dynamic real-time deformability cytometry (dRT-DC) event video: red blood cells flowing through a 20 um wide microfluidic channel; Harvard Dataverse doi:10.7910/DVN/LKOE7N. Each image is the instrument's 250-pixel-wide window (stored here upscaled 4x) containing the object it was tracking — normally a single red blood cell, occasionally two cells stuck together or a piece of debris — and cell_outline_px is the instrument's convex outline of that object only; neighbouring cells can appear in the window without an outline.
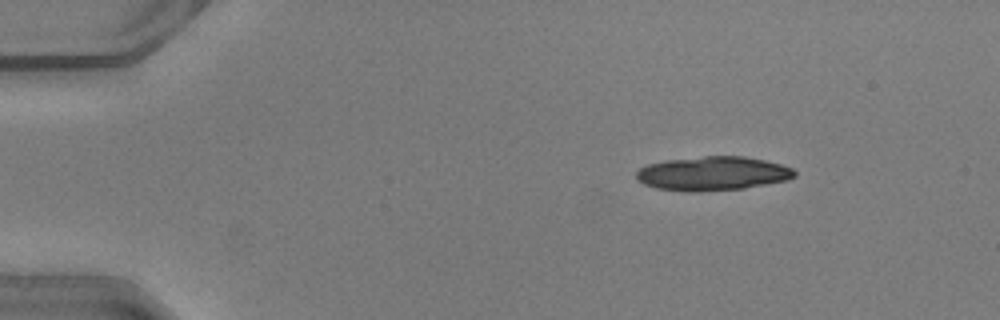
{"species": "common noctule bat (a hibernating species)", "species_latin": "Nyctalus noctula", "temperature_condition": "warm", "stored_images_in_passage": 43, "segment_of_instrument_passage": [1, 2], "camera_frame_rate_fps": 3000, "um_per_image_px": 0.085, "animal": {"sex": "male", "body_mass_g": 20.5, "forearm_length_mm": 52.5}, "frame": {"image": 1, "passage_image": 1, "time_ms": 0.0, "image_size_px": [1000, 320], "cell_outline_px": [[796, 176], [788, 180], [744, 188], [700, 192], [684, 192], [656, 188], [644, 184], [636, 180], [636, 172], [640, 168], [648, 164], [664, 160], [704, 156], [744, 156], [764, 160], [780, 164], [792, 168], [796, 172]], "centroid_in_image_um": [60.56, 14.75], "position_along_channel_um": 24.4, "area_um2": 31.62}}